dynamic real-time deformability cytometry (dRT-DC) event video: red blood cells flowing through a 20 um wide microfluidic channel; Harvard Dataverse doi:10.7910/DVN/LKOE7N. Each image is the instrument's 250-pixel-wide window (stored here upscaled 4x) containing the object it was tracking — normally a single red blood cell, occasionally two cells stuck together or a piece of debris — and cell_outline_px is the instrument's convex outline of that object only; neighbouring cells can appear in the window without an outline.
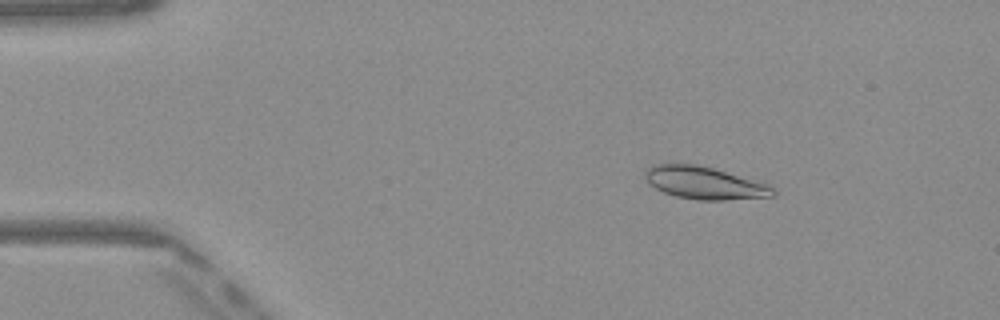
{"species": "Egyptian fruit bat (a non-hibernating species)", "species_latin": "Rousettus aegyptiacus", "temperature_condition": "warm", "stored_images_in_passage": 50, "camera_frame_rate_fps": 3000, "um_per_image_px": 0.085, "frame": {"image": 1, "passage_image": 8, "time_ms": 2.333, "image_size_px": [1000, 320], "cell_outline_px": [[776, 196], [724, 200], [696, 200], [676, 196], [664, 192], [648, 184], [644, 176], [644, 172], [652, 164], [696, 164], [764, 180], [776, 192]], "centroid_in_image_um": [59.94, 15.54], "position_along_channel_um": 25.1, "area_um2": 24.74}}
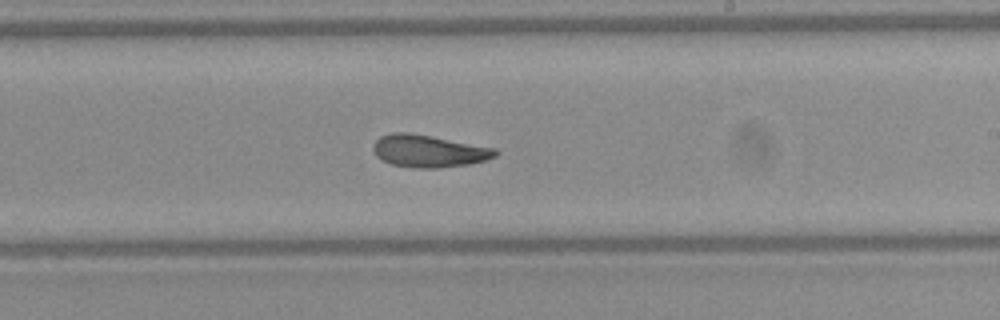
{"frame": {"image": 2, "passage_image": 30, "time_ms": 9.667, "image_size_px": [1000, 320], "cell_outline_px": [[500, 152], [496, 156], [484, 160], [468, 164], [440, 168], [412, 168], [392, 164], [376, 156], [372, 148], [372, 144], [380, 136], [392, 132], [408, 132], [432, 136], [496, 148]], "centroid_in_image_um": [36.43, 12.83], "position_along_channel_um": 252.6, "area_um2": 23.12}}
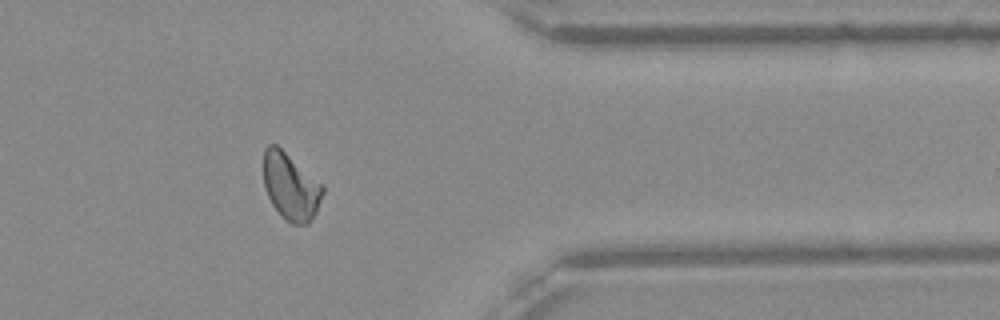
{"frame": {"image": 3, "passage_image": 41, "time_ms": 13.333, "image_size_px": [1000, 320], "cell_outline_px": [[324, 192], [316, 212], [308, 224], [292, 224], [272, 204], [264, 188], [264, 148], [268, 144], [276, 144], [324, 184]], "centroid_in_image_um": [24.73, 15.82], "position_along_channel_um": 386.7, "area_um2": 23.0}, "authors_computed_cell_mechanics": {"area_um2": 23.3801, "velocity_mm_per_s": 4.0762, "shape_relaxation_time_tau1_ms": 5.2348, "shape_relaxation_time_tau2_ms": 4.7202, "deformation_change_tau1": 0.1503, "deformation_change_tau2": 0.0784}}